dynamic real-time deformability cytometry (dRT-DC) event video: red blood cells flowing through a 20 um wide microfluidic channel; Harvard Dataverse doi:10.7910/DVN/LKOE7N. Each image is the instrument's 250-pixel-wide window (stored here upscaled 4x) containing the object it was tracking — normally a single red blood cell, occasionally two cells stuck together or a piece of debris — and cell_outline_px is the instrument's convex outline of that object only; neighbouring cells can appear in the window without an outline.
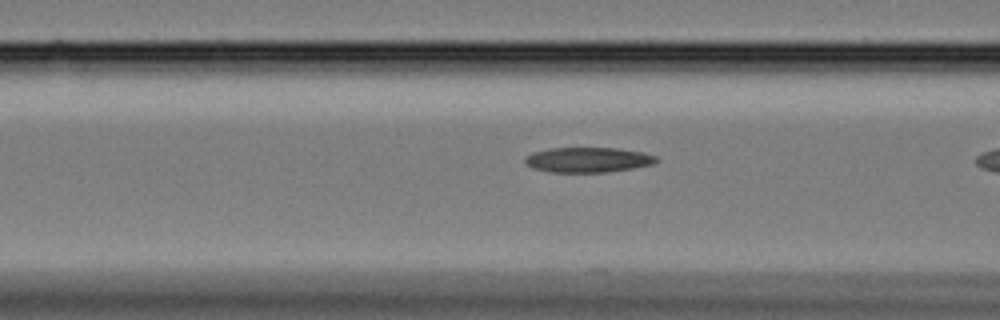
{"species": "Egyptian fruit bat (a non-hibernating species)", "species_latin": "Rousettus aegyptiacus", "temperature_condition": "cold", "stored_images_in_passage": 18, "camera_frame_rate_fps": 3000, "um_per_image_px": 0.085, "animal": {"sex": "female"}, "frame": {"image": 1, "passage_image": 6, "time_ms": 1.667, "image_size_px": [1000, 320], "cell_outline_px": [[660, 160], [652, 164], [632, 168], [604, 172], [552, 172], [532, 168], [524, 160], [524, 156], [536, 152], [552, 148], [620, 148], [644, 152], [656, 156]], "centroid_in_image_um": [50.01, 13.58], "position_along_channel_um": 116.6, "area_um2": 19.07}}
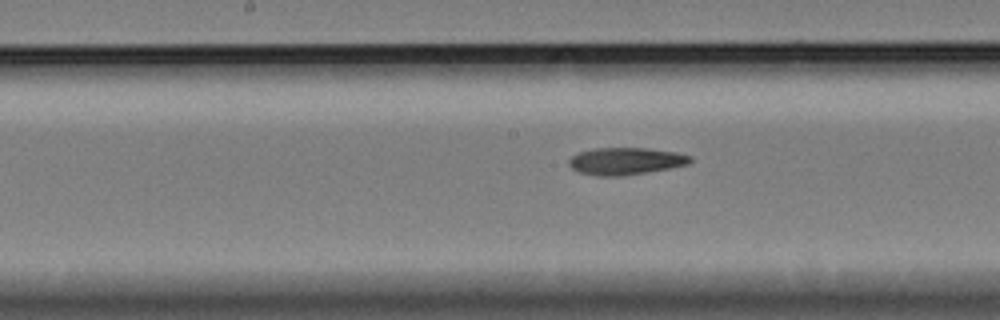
{"frame": {"image": 2, "passage_image": 13, "time_ms": 4.0, "image_size_px": [1000, 320], "cell_outline_px": [[692, 160], [688, 164], [668, 168], [624, 176], [596, 176], [580, 172], [572, 168], [568, 164], [568, 160], [572, 156], [580, 152], [592, 148], [648, 148], [676, 152], [692, 156]], "centroid_in_image_um": [53.17, 13.69], "position_along_channel_um": 195.0, "area_um2": 19.19}}